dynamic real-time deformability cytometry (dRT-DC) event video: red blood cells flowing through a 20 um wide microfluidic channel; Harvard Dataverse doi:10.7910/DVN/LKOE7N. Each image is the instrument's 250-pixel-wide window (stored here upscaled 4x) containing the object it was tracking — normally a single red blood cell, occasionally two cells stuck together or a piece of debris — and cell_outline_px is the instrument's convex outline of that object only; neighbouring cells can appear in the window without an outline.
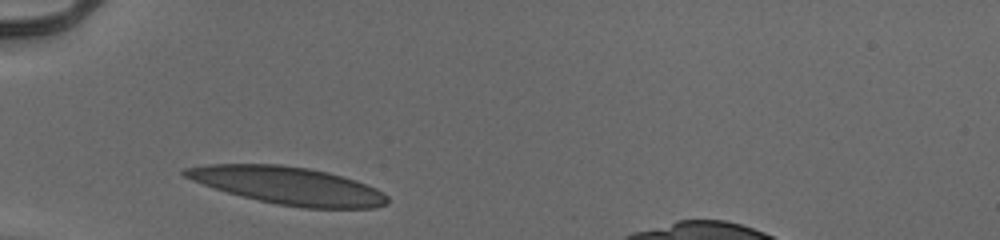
{"species": "human", "species_latin": "Homo sapiens", "temperature_condition": "cold", "stored_images_in_passage": 28, "camera_frame_rate_fps": 3000, "um_per_image_px": 0.085, "donor": {"sex": "male"}, "frame": {"image": 1, "passage_image": 1, "time_ms": 0.0, "image_size_px": [1000, 240], "cell_outline_px": [[388, 204], [376, 208], [304, 208], [276, 204], [240, 196], [192, 180], [184, 176], [180, 172], [184, 168], [208, 164], [280, 164], [308, 168], [328, 172], [356, 180], [376, 188], [384, 192], [388, 196]], "centroid_in_image_um": [24.52, 15.78], "position_along_channel_um": 60.5, "area_um2": 44.33}}
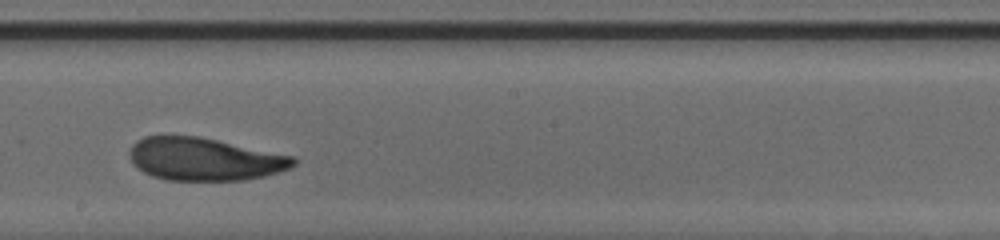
{"frame": {"image": 2, "passage_image": 15, "time_ms": 4.667, "image_size_px": [1000, 240], "cell_outline_px": [[296, 164], [288, 168], [264, 176], [244, 180], [168, 180], [152, 176], [136, 168], [132, 164], [128, 156], [128, 152], [132, 144], [136, 140], [144, 136], [200, 136], [296, 156]], "centroid_in_image_um": [17.35, 13.51], "position_along_channel_um": 230.8, "area_um2": 41.21}}
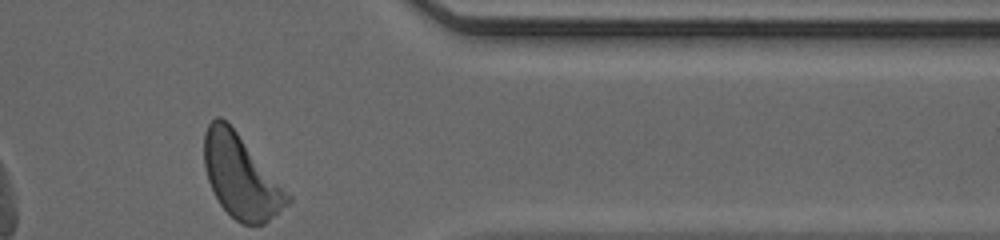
{"frame": {"image": 3, "passage_image": 28, "time_ms": 9.0, "image_size_px": [1000, 240], "cell_outline_px": [[292, 200], [288, 204], [264, 224], [240, 224], [220, 204], [208, 180], [204, 164], [204, 132], [208, 124], [216, 116], [220, 116], [236, 132], [292, 196]], "centroid_in_image_um": [20.47, 15.02], "position_along_channel_um": 390.9, "area_um2": 39.65}, "authors_computed_cell_mechanics": {"area_um2": 41.7605, "velocity_mm_per_s": 3.9144, "shape_relaxation_time_tau1_ms": 3.4699, "shape_relaxation_time_tau2_ms": 2.2467, "deformation_change_tau1": 0.152, "deformation_change_tau2": 0.0947}}